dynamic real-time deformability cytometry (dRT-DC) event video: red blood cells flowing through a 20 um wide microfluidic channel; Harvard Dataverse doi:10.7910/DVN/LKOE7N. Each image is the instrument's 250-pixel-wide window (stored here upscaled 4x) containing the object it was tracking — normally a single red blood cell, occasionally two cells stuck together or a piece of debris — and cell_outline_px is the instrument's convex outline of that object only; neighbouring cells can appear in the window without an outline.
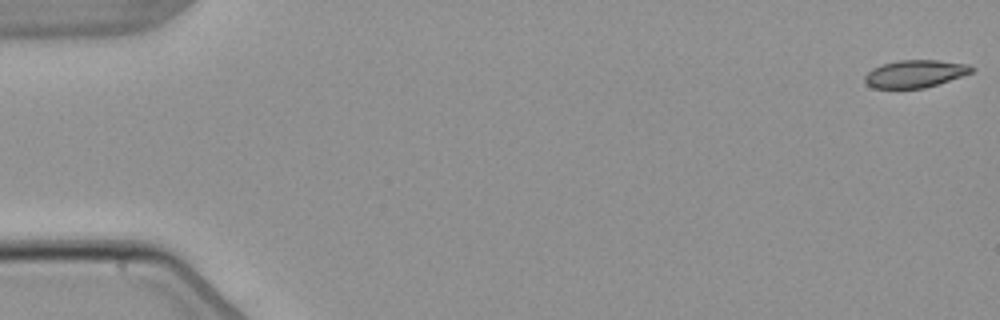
{"species": "common noctule bat (a hibernating species)", "species_latin": "Nyctalus noctula", "temperature_condition": "warm", "stored_images_in_passage": 6, "camera_frame_rate_fps": 3000, "um_per_image_px": 0.085, "animal": {"sex": "male", "body_mass_g": 21.5, "forearm_length_mm": 52.0}, "frame": {"image": 1, "passage_image": 1, "time_ms": 0.0, "image_size_px": [1000, 320], "cell_outline_px": [[976, 68], [972, 72], [924, 88], [872, 88], [864, 80], [864, 76], [872, 68], [880, 64], [896, 60], [936, 60], [968, 64]], "centroid_in_image_um": [77.74, 6.25], "position_along_channel_um": 7.3, "area_um2": 17.05}}
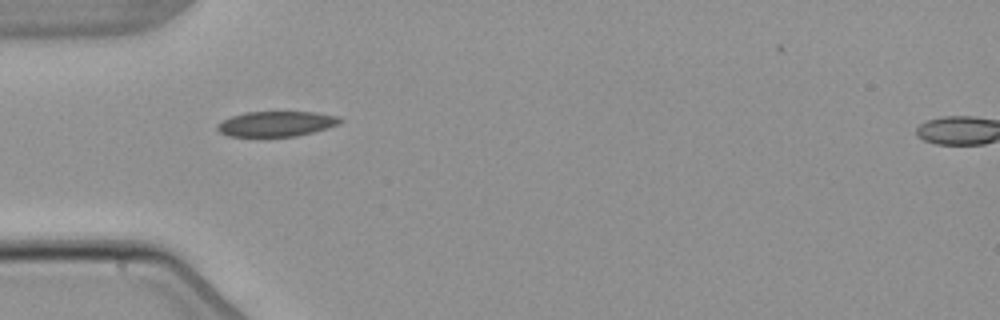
{"frame": {"image": 2, "passage_image": 5, "time_ms": 5.333, "image_size_px": [1000, 320], "cell_outline_px": [[344, 120], [340, 124], [312, 132], [296, 136], [228, 136], [220, 132], [216, 128], [216, 124], [232, 116], [244, 112], [316, 112], [336, 116]], "centroid_in_image_um": [23.48, 10.52], "position_along_channel_um": 61.5, "area_um2": 17.92}}
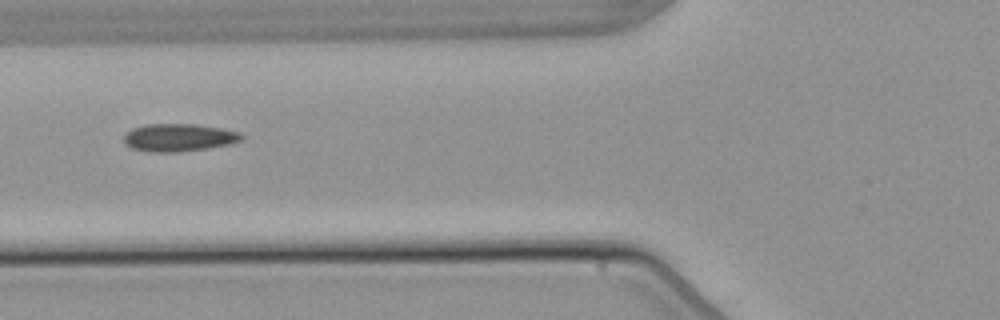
{"frame": {"image": 3, "passage_image": 6, "time_ms": 6.667, "image_size_px": [1000, 320], "cell_outline_px": [[244, 140], [232, 144], [208, 148], [176, 152], [152, 152], [132, 148], [124, 140], [124, 136], [132, 128], [148, 124], [192, 124], [220, 128], [236, 132], [244, 136]], "centroid_in_image_um": [15.23, 11.69], "position_along_channel_um": 110.6, "area_um2": 18.79}}